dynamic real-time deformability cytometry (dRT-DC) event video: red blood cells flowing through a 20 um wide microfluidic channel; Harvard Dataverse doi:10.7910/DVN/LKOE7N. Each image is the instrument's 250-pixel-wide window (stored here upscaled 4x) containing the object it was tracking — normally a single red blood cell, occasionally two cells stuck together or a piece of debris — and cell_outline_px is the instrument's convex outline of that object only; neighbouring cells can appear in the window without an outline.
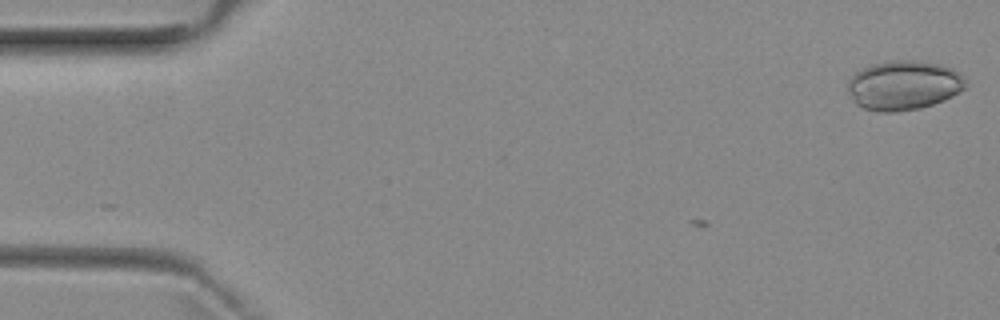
{"species": "common noctule bat (a hibernating species)", "species_latin": "Nyctalus noctula", "temperature_condition": "room temperature", "stored_images_in_passage": 3, "camera_frame_rate_fps": 3000, "um_per_image_px": 0.085, "animal": {"sex": "female", "body_mass_g": 29.2, "forearm_length_mm": 56.3}, "frame": {"image": 1, "passage_image": 1, "time_ms": 0.0, "image_size_px": [1000, 320], "cell_outline_px": [[968, 84], [964, 88], [952, 96], [944, 100], [920, 108], [896, 112], [876, 112], [864, 108], [856, 104], [852, 100], [848, 92], [848, 80], [856, 72], [872, 64], [896, 60], [916, 60], [940, 64], [964, 76]], "centroid_in_image_um": [76.8, 7.26], "position_along_channel_um": 8.2, "area_um2": 33.93}}